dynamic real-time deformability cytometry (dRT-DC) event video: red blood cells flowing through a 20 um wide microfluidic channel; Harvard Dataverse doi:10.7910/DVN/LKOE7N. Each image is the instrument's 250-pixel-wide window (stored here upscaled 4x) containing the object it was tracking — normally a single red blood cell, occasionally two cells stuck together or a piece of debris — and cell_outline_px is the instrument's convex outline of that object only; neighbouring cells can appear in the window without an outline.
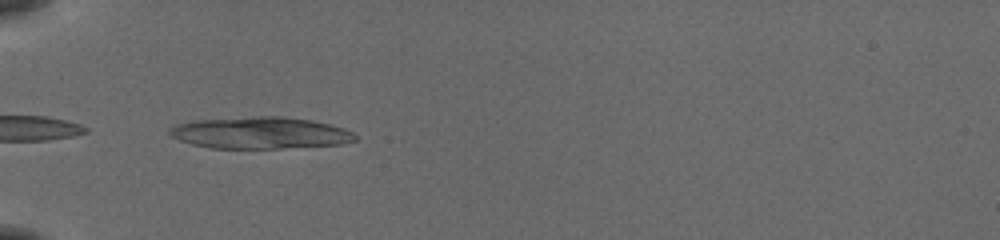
{"species": "common noctule bat (a hibernating species)", "species_latin": "Nyctalus noctula", "temperature_condition": "cold", "stored_images_in_passage": 36, "camera_frame_rate_fps": 3000, "um_per_image_px": 0.085, "animal": {"sex": "female", "body_mass_g": 19.5, "forearm_length_mm": 54.1}, "frame": {"image": 1, "passage_image": 1, "time_ms": 0.0, "image_size_px": [1000, 240], "cell_outline_px": [[356, 140], [340, 144], [280, 148], [212, 148], [192, 144], [180, 140], [172, 136], [168, 132], [168, 128], [176, 124], [192, 120], [252, 116], [284, 116], [312, 120], [344, 128], [352, 132], [356, 136]], "centroid_in_image_um": [22.08, 11.28], "position_along_channel_um": 62.9, "area_um2": 34.39}}